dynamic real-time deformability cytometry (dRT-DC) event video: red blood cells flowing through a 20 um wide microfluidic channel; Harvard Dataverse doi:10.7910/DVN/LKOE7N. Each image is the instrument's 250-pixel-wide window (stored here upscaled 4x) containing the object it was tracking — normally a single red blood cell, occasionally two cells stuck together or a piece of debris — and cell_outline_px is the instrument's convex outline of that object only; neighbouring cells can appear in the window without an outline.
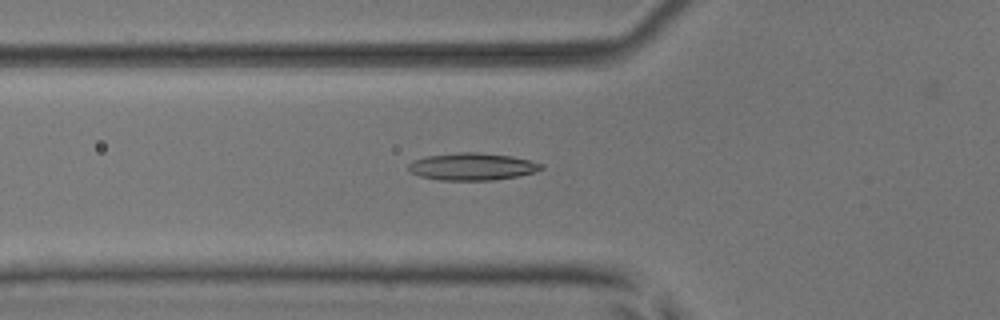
{"species": "common noctule bat (a hibernating species)", "species_latin": "Nyctalus noctula", "temperature_condition": "room temperature", "stored_images_in_passage": 45, "camera_frame_rate_fps": 3000, "um_per_image_px": 0.085, "animal": {"sex": "male", "body_mass_g": 17.9, "forearm_length_mm": 54.2}, "frame": {"image": 1, "passage_image": 11, "time_ms": 3.333, "image_size_px": [1000, 320], "cell_outline_px": [[544, 168], [520, 176], [496, 180], [440, 180], [420, 176], [408, 172], [408, 164], [412, 160], [424, 156], [460, 152], [476, 152], [512, 156], [532, 160], [544, 164]], "centroid_in_image_um": [40.13, 14.16], "position_along_channel_um": 85.7, "area_um2": 21.39}}
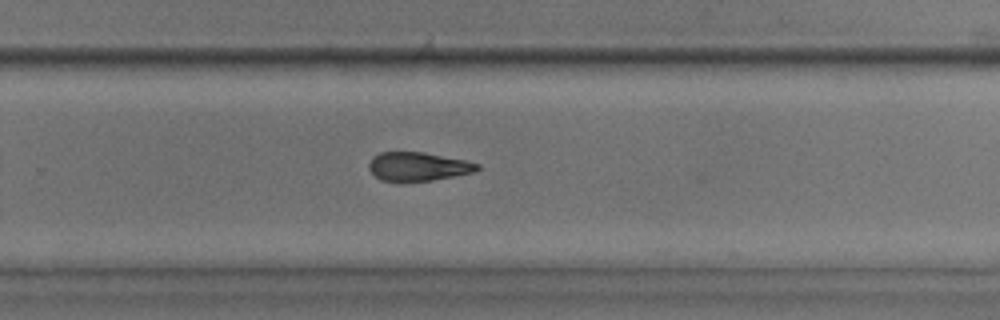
{"frame": {"image": 2, "passage_image": 27, "time_ms": 8.667, "image_size_px": [1000, 320], "cell_outline_px": [[480, 168], [476, 172], [432, 180], [380, 180], [368, 168], [368, 164], [372, 156], [380, 152], [424, 152], [464, 160], [480, 164]], "centroid_in_image_um": [35.54, 14.13], "position_along_channel_um": 294.3, "area_um2": 17.92}}
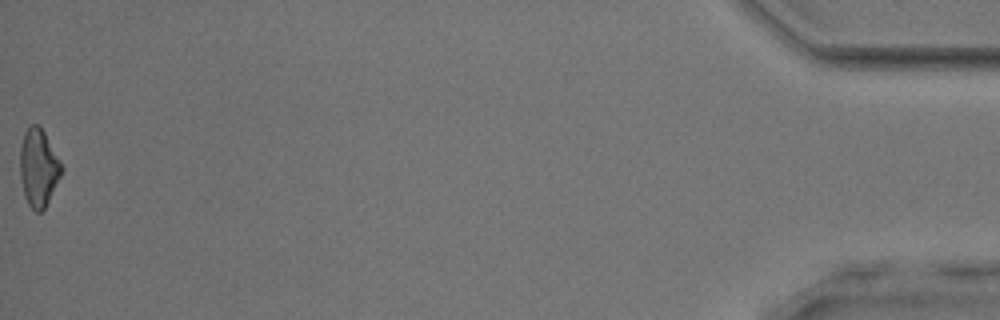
{"frame": {"image": 3, "passage_image": 45, "time_ms": 14.667, "image_size_px": [1000, 320], "cell_outline_px": [[64, 168], [44, 208], [40, 212], [36, 212], [28, 204], [24, 196], [20, 176], [20, 148], [24, 132], [32, 124], [36, 124], [44, 132], [60, 160]], "centroid_in_image_um": [3.26, 14.25], "position_along_channel_um": 431.9, "area_um2": 18.5}, "authors_computed_cell_mechanics": {"area_um2": 19.1896, "velocity_mm_per_s": 3.9167, "shape_relaxation_time_tau1_ms": null, "shape_relaxation_time_tau2_ms": 4.1961, "deformation_change_tau1": null, "deformation_change_tau2": 0.1394}}